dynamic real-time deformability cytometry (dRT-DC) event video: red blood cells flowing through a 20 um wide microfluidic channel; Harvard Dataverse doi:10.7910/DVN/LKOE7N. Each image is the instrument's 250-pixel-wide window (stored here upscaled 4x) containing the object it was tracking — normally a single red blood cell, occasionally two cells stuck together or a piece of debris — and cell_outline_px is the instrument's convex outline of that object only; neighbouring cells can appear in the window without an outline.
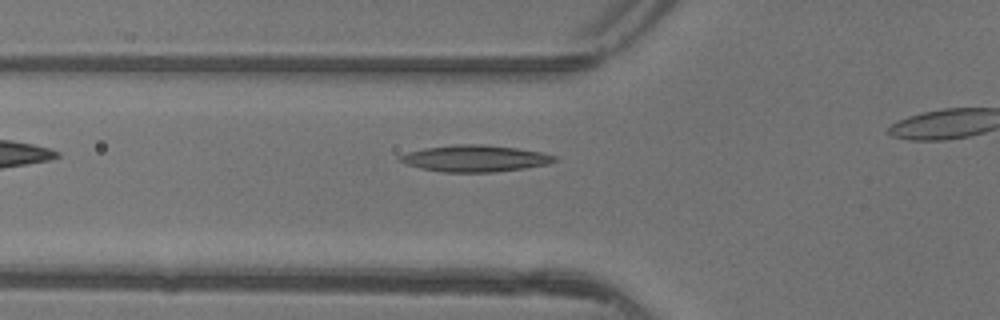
{"species": "common noctule bat (a hibernating species)", "species_latin": "Nyctalus noctula", "temperature_condition": "warm", "stored_images_in_passage": 6, "segment_of_instrument_passage": [1, 2], "camera_frame_rate_fps": 3000, "um_per_image_px": 0.085, "animal": {"sex": "female"}, "frame": {"image": 1, "passage_image": 5, "time_ms": 1.333, "image_size_px": [1000, 320], "cell_outline_px": [[556, 160], [548, 164], [524, 168], [496, 172], [444, 172], [420, 168], [408, 164], [400, 160], [396, 156], [408, 152], [424, 148], [452, 144], [484, 144], [516, 148], [540, 152], [556, 156]], "centroid_in_image_um": [40.35, 13.46], "position_along_channel_um": 85.4, "area_um2": 23.87}}